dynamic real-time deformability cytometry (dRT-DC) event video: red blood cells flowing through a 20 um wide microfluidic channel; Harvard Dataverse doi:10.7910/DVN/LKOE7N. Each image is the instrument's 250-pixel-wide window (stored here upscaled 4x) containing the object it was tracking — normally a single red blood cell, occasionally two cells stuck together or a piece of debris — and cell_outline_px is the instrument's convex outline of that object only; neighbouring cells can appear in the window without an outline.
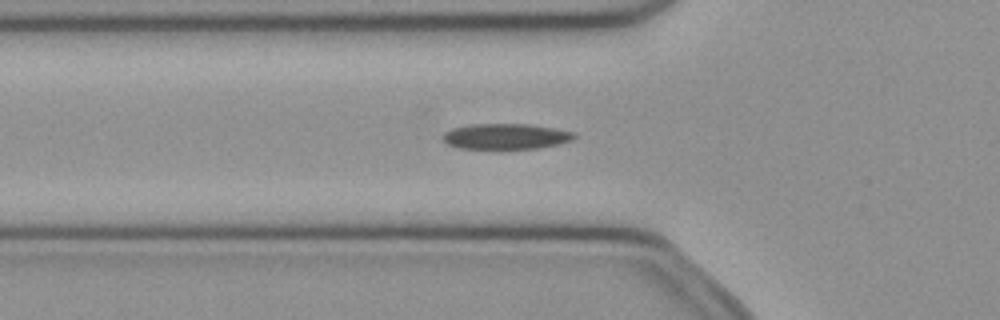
{"species": "common noctule bat (a hibernating species)", "species_latin": "Nyctalus noctula", "temperature_condition": "cold", "stored_images_in_passage": 50, "camera_frame_rate_fps": 3000, "um_per_image_px": 0.085, "animal": {"sex": "female", "body_mass_g": 21.9}, "frame": {"image": 1, "passage_image": 16, "time_ms": 5.0, "image_size_px": [1000, 320], "cell_outline_px": [[576, 136], [572, 140], [556, 144], [536, 148], [460, 148], [448, 144], [444, 140], [444, 132], [452, 128], [468, 124], [528, 124], [556, 128], [576, 132]], "centroid_in_image_um": [43.01, 11.57], "position_along_channel_um": 82.8, "area_um2": 19.42}}
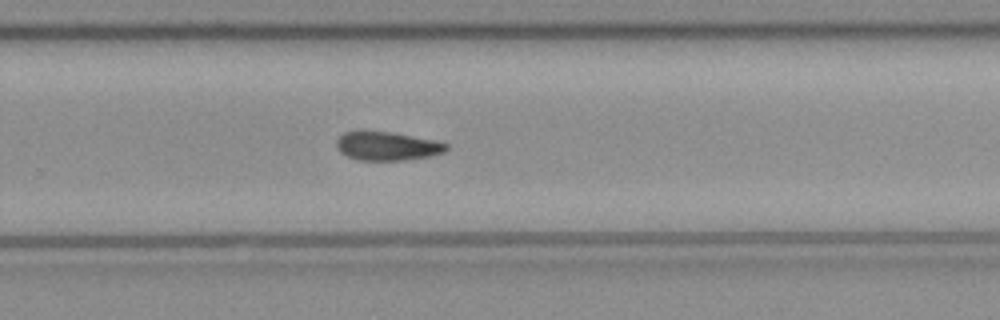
{"frame": {"image": 2, "passage_image": 32, "time_ms": 10.333, "image_size_px": [1000, 320], "cell_outline_px": [[448, 148], [444, 152], [428, 156], [404, 160], [360, 160], [348, 156], [340, 152], [336, 148], [336, 140], [344, 132], [392, 132], [436, 140], [448, 144]], "centroid_in_image_um": [32.92, 12.42], "position_along_channel_um": 296.9, "area_um2": 18.15}}
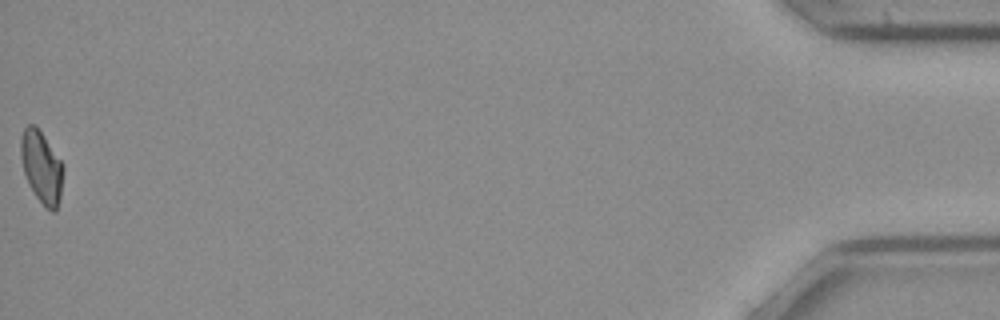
{"frame": {"image": 3, "passage_image": 50, "time_ms": 16.333, "image_size_px": [1000, 320], "cell_outline_px": [[64, 168], [60, 196], [56, 212], [52, 212], [44, 208], [36, 196], [24, 172], [20, 156], [20, 136], [24, 128], [28, 124], [32, 124], [40, 132], [64, 164]], "centroid_in_image_um": [3.54, 14.22], "position_along_channel_um": 431.7, "area_um2": 17.69}}